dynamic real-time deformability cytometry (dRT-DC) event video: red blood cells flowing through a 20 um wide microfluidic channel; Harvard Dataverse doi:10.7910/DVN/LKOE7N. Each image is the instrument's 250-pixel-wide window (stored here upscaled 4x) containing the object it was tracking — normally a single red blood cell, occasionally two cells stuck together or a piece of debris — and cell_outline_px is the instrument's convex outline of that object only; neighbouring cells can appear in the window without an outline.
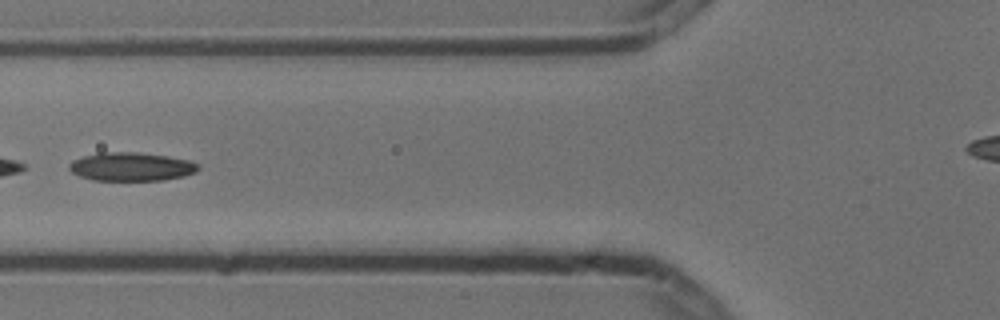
{"species": "common noctule bat (a hibernating species)", "species_latin": "Nyctalus noctula", "temperature_condition": "cold", "stored_images_in_passage": 5, "camera_frame_rate_fps": 3000, "um_per_image_px": 0.085, "animal": {"sex": "male", "body_mass_g": 13.3}, "frame": {"image": 1, "passage_image": 5, "time_ms": 1.333, "image_size_px": [1000, 320], "cell_outline_px": [[200, 168], [196, 172], [184, 176], [164, 180], [92, 180], [80, 176], [72, 172], [68, 168], [68, 164], [72, 160], [84, 156], [100, 152], [140, 152], [168, 156], [188, 160], [200, 164]], "centroid_in_image_um": [11.17, 14.16], "position_along_channel_um": 114.6, "area_um2": 21.62}}